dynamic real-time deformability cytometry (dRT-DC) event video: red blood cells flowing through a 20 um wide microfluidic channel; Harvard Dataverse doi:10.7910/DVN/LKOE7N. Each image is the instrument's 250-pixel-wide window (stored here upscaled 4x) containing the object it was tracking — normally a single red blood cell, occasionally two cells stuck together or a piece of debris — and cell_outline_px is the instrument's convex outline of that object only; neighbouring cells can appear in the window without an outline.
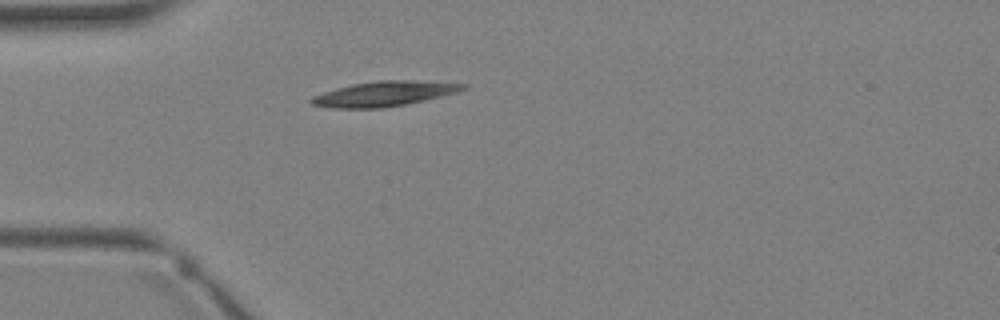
{"species": "Egyptian fruit bat (a non-hibernating species)", "species_latin": "Rousettus aegyptiacus", "temperature_condition": "warm", "stored_images_in_passage": 2, "camera_frame_rate_fps": 3000, "um_per_image_px": 0.085, "animal": {"sex": "female"}, "frame": {"image": 1, "passage_image": 2, "time_ms": 1.333, "image_size_px": [1000, 320], "cell_outline_px": [[468, 88], [456, 92], [424, 100], [384, 108], [332, 108], [312, 104], [308, 100], [312, 96], [336, 88], [352, 84], [376, 80], [412, 80], [468, 84]], "centroid_in_image_um": [32.63, 7.96], "position_along_channel_um": 52.4, "area_um2": 21.96}}